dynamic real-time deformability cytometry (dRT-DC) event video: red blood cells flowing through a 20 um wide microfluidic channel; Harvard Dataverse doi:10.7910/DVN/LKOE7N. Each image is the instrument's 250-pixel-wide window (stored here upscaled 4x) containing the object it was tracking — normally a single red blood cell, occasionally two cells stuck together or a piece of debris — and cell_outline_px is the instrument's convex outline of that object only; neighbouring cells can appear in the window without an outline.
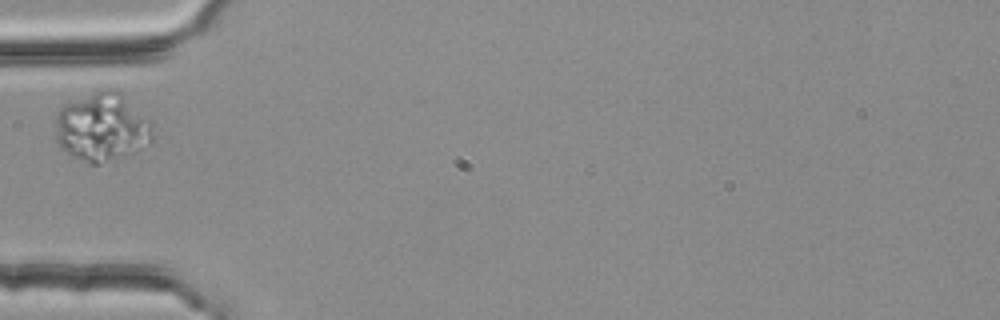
{"species": "common noctule bat (a hibernating species)", "species_latin": "Nyctalus noctula", "temperature_condition": "room temperature", "stored_images_in_passage": 1, "camera_frame_rate_fps": 3000, "um_per_image_px": 0.085, "animal": {"sex": "female", "body_mass_g": 25.1}, "frame": {"image": 1, "passage_image": 1, "time_ms": 0.0, "image_size_px": [1000, 320], "cell_outline_px": [[152, 140], [148, 144], [140, 148], [100, 164], [88, 164], [68, 152], [56, 140], [56, 116], [60, 108], [64, 104], [100, 88], [112, 88], [120, 92], [124, 96], [148, 124], [152, 136]], "centroid_in_image_um": [8.59, 10.78], "position_along_channel_um": 76.4, "area_um2": 37.69}}